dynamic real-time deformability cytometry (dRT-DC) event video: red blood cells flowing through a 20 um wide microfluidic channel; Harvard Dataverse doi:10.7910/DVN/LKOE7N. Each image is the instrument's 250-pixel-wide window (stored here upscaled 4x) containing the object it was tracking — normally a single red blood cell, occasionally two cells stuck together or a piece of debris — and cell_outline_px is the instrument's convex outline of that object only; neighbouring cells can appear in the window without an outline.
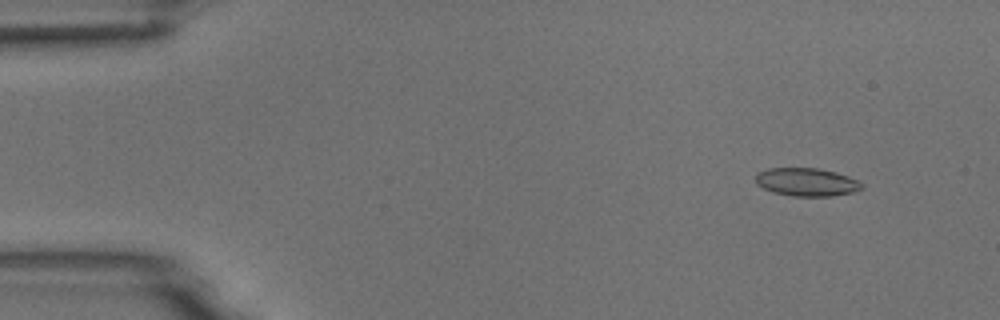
{"species": "common noctule bat (a hibernating species)", "species_latin": "Nyctalus noctula", "temperature_condition": "room temperature", "stored_images_in_passage": 54, "camera_frame_rate_fps": 3000, "um_per_image_px": 0.085, "animal": {"sex": "male", "body_mass_g": 18.8}, "frame": {"image": 1, "passage_image": 5, "time_ms": 1.333, "image_size_px": [1000, 320], "cell_outline_px": [[864, 188], [852, 192], [832, 196], [792, 196], [772, 192], [756, 184], [756, 172], [768, 168], [820, 168], [836, 172], [848, 176], [864, 184]], "centroid_in_image_um": [68.55, 15.47], "position_along_channel_um": 16.4, "area_um2": 17.51}}
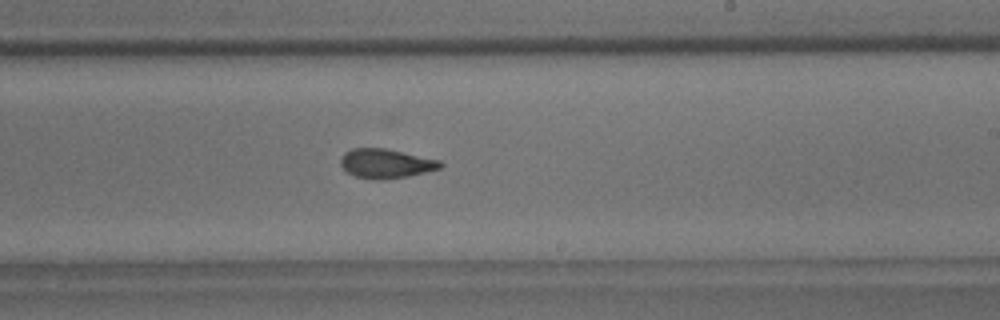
{"frame": {"image": 2, "passage_image": 32, "time_ms": 10.333, "image_size_px": [1000, 320], "cell_outline_px": [[444, 164], [440, 168], [408, 176], [376, 180], [356, 176], [348, 172], [340, 164], [340, 160], [344, 152], [352, 148], [384, 148], [440, 160]], "centroid_in_image_um": [32.79, 13.89], "position_along_channel_um": 256.2, "area_um2": 16.82}}
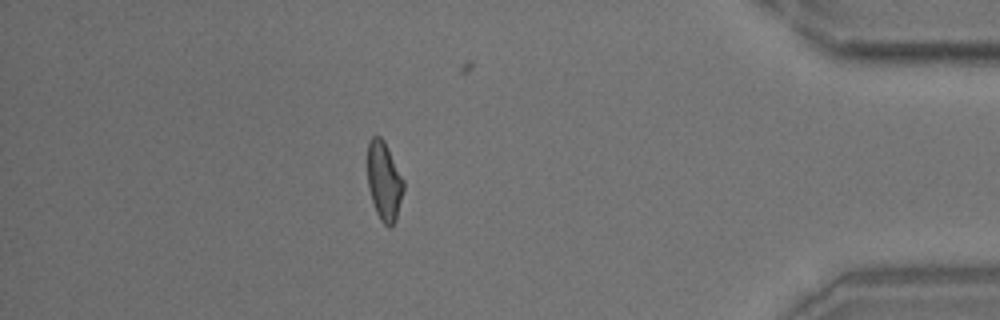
{"frame": {"image": 3, "passage_image": 47, "time_ms": 15.333, "image_size_px": [1000, 320], "cell_outline_px": [[404, 188], [396, 220], [392, 228], [388, 228], [380, 220], [376, 212], [368, 188], [368, 144], [372, 136], [380, 136], [384, 140], [404, 180]], "centroid_in_image_um": [32.66, 15.43], "position_along_channel_um": 402.5, "area_um2": 16.59}, "authors_computed_cell_mechanics": {"area_um2": 17.0799, "velocity_mm_per_s": 3.7626, "shape_relaxation_time_tau1_ms": 10.9542, "shape_relaxation_time_tau2_ms": 2.2939, "deformation_change_tau1": 0.2121, "deformation_change_tau2": 0.092}}